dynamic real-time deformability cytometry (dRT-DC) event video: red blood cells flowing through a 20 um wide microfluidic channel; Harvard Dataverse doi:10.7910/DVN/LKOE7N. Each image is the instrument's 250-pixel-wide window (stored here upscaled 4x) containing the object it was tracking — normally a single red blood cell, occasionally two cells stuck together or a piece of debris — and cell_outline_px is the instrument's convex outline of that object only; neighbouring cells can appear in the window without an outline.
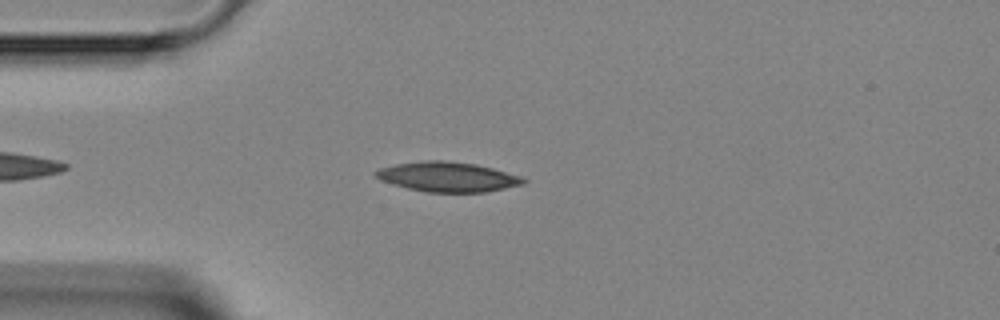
{"species": "Egyptian fruit bat (a non-hibernating species)", "species_latin": "Rousettus aegyptiacus", "temperature_condition": "room temperature", "stored_images_in_passage": 4, "camera_frame_rate_fps": 3000, "um_per_image_px": 0.085, "animal": {"sex": "female"}, "frame": {"image": 1, "passage_image": 4, "time_ms": 3.333, "image_size_px": [1000, 320], "cell_outline_px": [[528, 180], [524, 184], [484, 192], [424, 192], [392, 184], [380, 180], [372, 172], [380, 168], [396, 164], [424, 160], [444, 160], [476, 164], [492, 168], [520, 176]], "centroid_in_image_um": [38.03, 15.03], "position_along_channel_um": 47.0, "area_um2": 25.61}}